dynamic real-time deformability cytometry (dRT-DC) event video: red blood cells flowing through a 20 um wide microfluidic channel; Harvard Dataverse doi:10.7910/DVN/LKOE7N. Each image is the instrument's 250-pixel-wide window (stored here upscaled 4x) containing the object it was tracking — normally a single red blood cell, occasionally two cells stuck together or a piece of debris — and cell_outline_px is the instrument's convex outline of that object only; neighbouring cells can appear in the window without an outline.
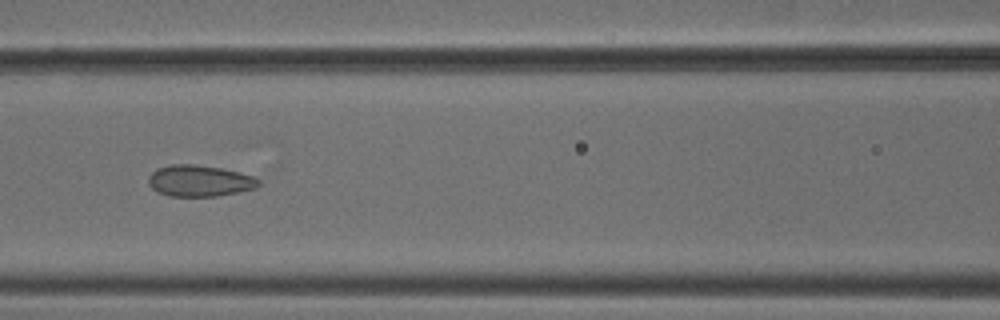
{"species": "common noctule bat (a hibernating species)", "species_latin": "Nyctalus noctula", "temperature_condition": "cold", "stored_images_in_passage": 9, "camera_frame_rate_fps": 3000, "um_per_image_px": 0.085, "animal": {"sex": "male", "body_mass_g": 18.8}, "frame": {"image": 1, "passage_image": 7, "time_ms": 2.0, "image_size_px": [1000, 320], "cell_outline_px": [[260, 184], [256, 188], [240, 192], [216, 196], [168, 196], [156, 192], [148, 184], [148, 176], [156, 168], [172, 164], [192, 164], [220, 168], [252, 176], [260, 180]], "centroid_in_image_um": [16.92, 15.38], "position_along_channel_um": 149.7, "area_um2": 20.17}}
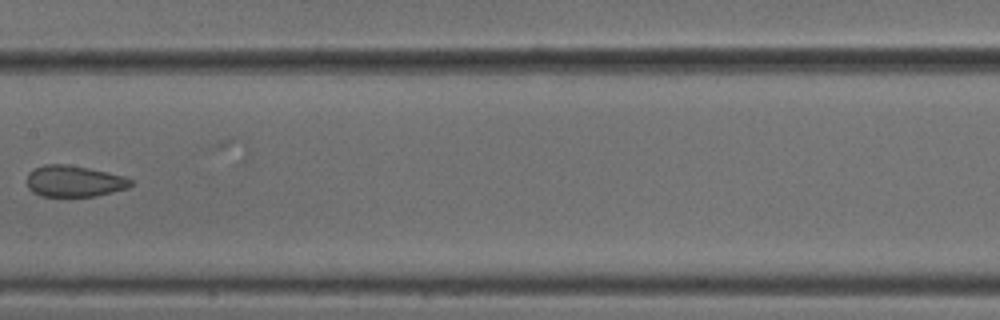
{"frame": {"image": 2, "passage_image": 8, "time_ms": 2.333, "image_size_px": [1000, 320], "cell_outline_px": [[132, 184], [128, 188], [96, 196], [40, 196], [32, 192], [28, 188], [28, 172], [44, 164], [68, 164], [88, 168], [124, 176], [132, 180]], "centroid_in_image_um": [6.29, 15.4], "position_along_channel_um": 201.1, "area_um2": 18.9}}
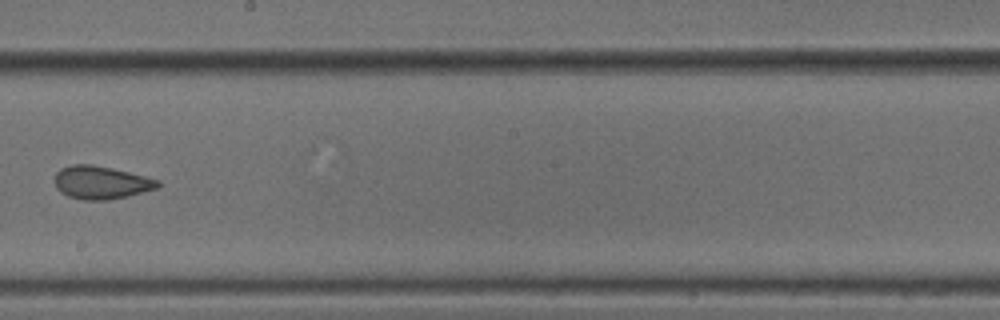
{"frame": {"image": 3, "passage_image": 9, "time_ms": 2.667, "image_size_px": [1000, 320], "cell_outline_px": [[160, 188], [128, 196], [108, 200], [84, 200], [68, 196], [60, 192], [56, 188], [56, 172], [60, 168], [72, 164], [92, 164], [112, 168], [160, 180]], "centroid_in_image_um": [8.61, 15.51], "position_along_channel_um": 239.6, "area_um2": 19.94}}